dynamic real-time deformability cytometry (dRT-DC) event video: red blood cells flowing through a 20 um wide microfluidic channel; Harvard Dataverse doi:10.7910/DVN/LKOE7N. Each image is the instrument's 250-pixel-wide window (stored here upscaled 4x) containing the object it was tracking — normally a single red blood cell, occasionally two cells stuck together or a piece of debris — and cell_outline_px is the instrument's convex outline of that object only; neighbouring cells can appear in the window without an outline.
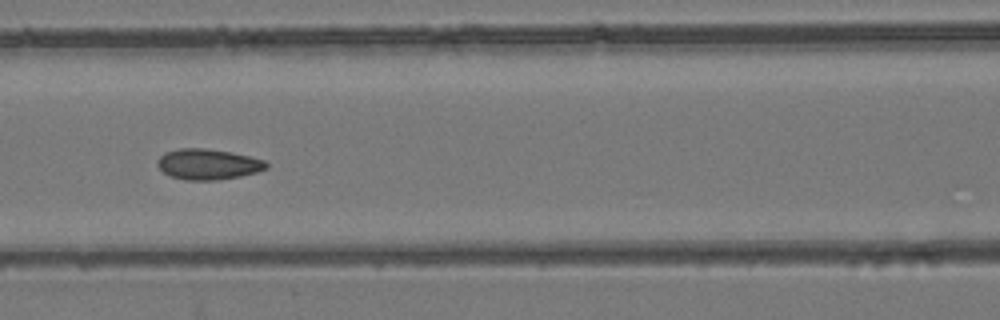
{"species": "common noctule bat (a hibernating species)", "species_latin": "Nyctalus noctula", "temperature_condition": "room temperature", "stored_images_in_passage": 29, "camera_frame_rate_fps": 3000, "um_per_image_px": 0.085, "animal": {"sex": "female", "body_mass_g": 24.6, "forearm_length_mm": 56.2}, "frame": {"image": 1, "passage_image": 9, "time_ms": 2.667, "image_size_px": [1000, 320], "cell_outline_px": [[268, 168], [256, 172], [240, 176], [220, 180], [184, 180], [172, 176], [164, 172], [156, 164], [156, 160], [164, 152], [180, 148], [208, 148], [232, 152], [264, 160], [268, 164]], "centroid_in_image_um": [17.67, 13.95], "position_along_channel_um": 148.9, "area_um2": 19.54}}
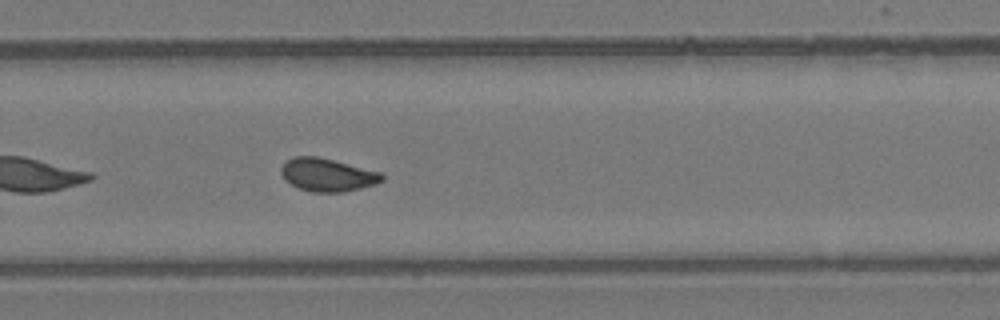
{"frame": {"image": 2, "passage_image": 21, "time_ms": 6.667, "image_size_px": [1000, 320], "cell_outline_px": [[384, 180], [376, 184], [344, 192], [312, 192], [296, 188], [284, 180], [280, 172], [280, 168], [292, 156], [316, 156], [380, 172], [384, 176]], "centroid_in_image_um": [27.79, 14.87], "position_along_channel_um": 302.0, "area_um2": 19.42}}
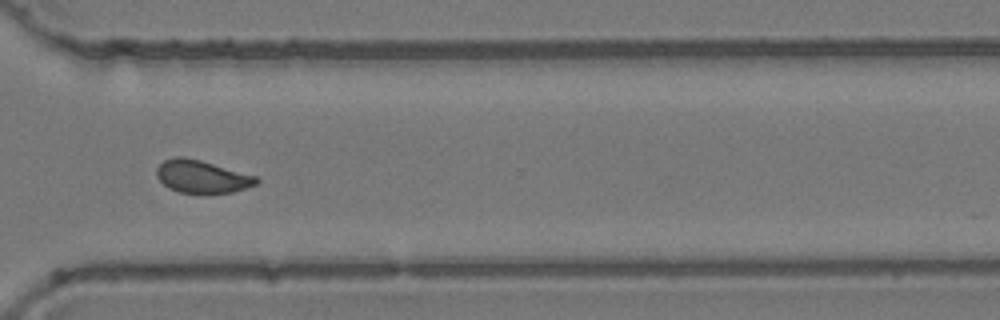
{"frame": {"image": 3, "passage_image": 25, "time_ms": 8.0, "image_size_px": [1000, 320], "cell_outline_px": [[260, 180], [256, 184], [232, 192], [204, 196], [180, 192], [168, 188], [156, 176], [156, 168], [164, 160], [176, 156], [184, 156], [200, 160], [256, 176]], "centroid_in_image_um": [17.14, 15.04], "position_along_channel_um": 353.5, "area_um2": 19.42}, "authors_computed_cell_mechanics": {"area_um2": 19.1896, "velocity_mm_per_s": 3.8417, "shape_relaxation_time_tau1_ms": null, "shape_relaxation_time_tau2_ms": 1.6241, "deformation_change_tau1": null, "deformation_change_tau2": 0.0568}}